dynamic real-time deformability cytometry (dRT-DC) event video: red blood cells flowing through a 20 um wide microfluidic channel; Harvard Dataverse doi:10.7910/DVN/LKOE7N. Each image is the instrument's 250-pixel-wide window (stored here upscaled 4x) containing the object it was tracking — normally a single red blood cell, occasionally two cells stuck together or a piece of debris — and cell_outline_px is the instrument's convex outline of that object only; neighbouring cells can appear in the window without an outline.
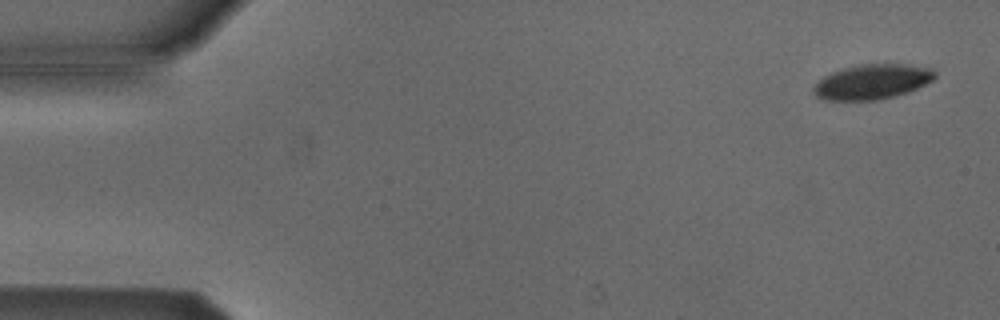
{"species": "Egyptian fruit bat (a non-hibernating species)", "species_latin": "Rousettus aegyptiacus", "temperature_condition": "cold", "stored_images_in_passage": 50, "camera_frame_rate_fps": 3000, "um_per_image_px": 0.085, "animal": {"sex": "male"}, "frame": {"image": 1, "passage_image": 3, "time_ms": 0.667, "image_size_px": [1000, 320], "cell_outline_px": [[936, 76], [932, 80], [908, 92], [896, 96], [876, 100], [824, 100], [816, 96], [812, 92], [812, 88], [824, 76], [832, 72], [844, 68], [860, 64], [908, 64], [932, 68], [936, 72]], "centroid_in_image_um": [74.14, 6.95], "position_along_channel_um": 10.9, "area_um2": 24.68}}
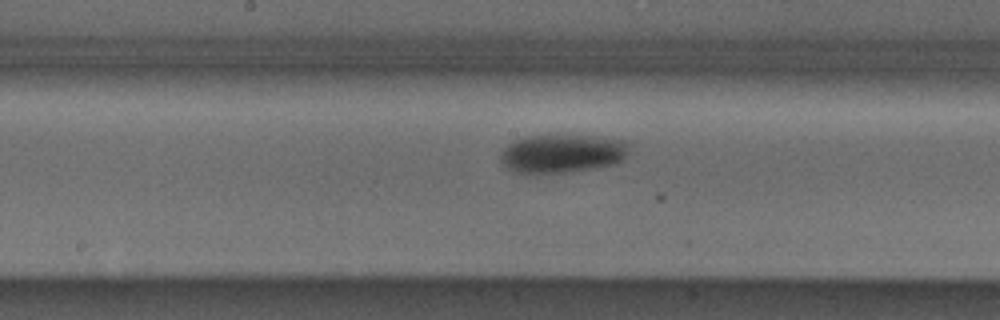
{"frame": {"image": 2, "passage_image": 28, "time_ms": 9.0, "image_size_px": [1000, 320], "cell_outline_px": [[628, 152], [616, 164], [568, 172], [536, 176], [516, 172], [504, 168], [500, 160], [500, 152], [508, 144], [524, 136], [560, 132], [628, 140]], "centroid_in_image_um": [47.71, 13.03], "position_along_channel_um": 200.5, "area_um2": 30.4}}
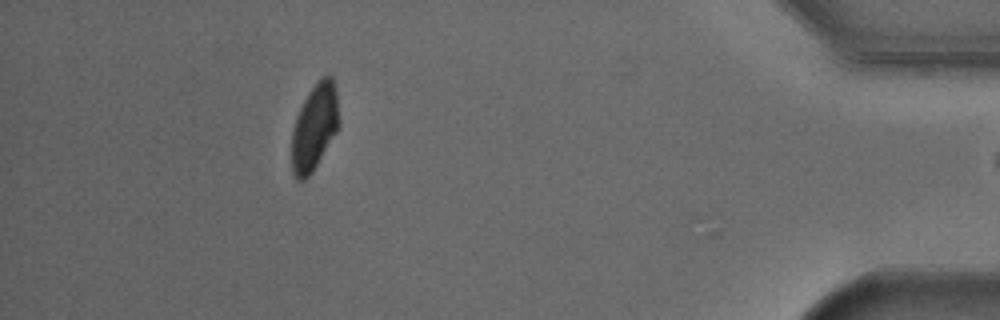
{"frame": {"image": 3, "passage_image": 49, "time_ms": 16.0, "image_size_px": [1000, 320], "cell_outline_px": [[340, 128], [312, 172], [304, 180], [296, 180], [292, 172], [292, 132], [296, 116], [308, 92], [324, 76], [332, 76], [336, 88], [340, 124]], "centroid_in_image_um": [26.75, 10.83], "position_along_channel_um": 408.4, "area_um2": 23.87}}